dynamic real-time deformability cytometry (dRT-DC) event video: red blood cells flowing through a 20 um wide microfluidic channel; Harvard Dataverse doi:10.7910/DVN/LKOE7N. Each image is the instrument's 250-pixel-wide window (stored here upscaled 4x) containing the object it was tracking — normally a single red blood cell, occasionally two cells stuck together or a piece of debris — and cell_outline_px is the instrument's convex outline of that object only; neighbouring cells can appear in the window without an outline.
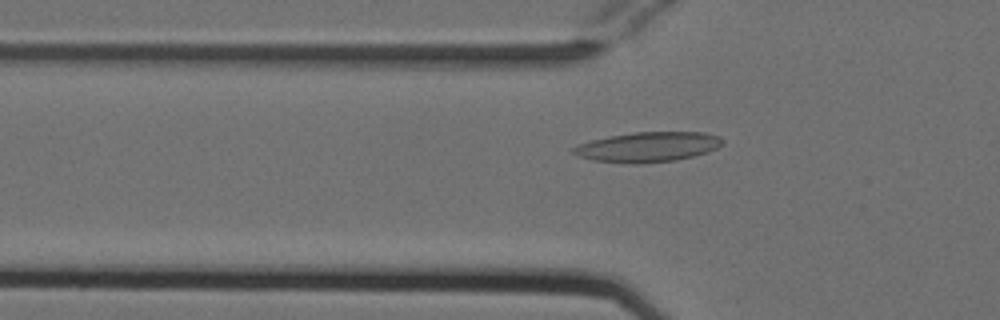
{"species": "Egyptian fruit bat (a non-hibernating species)", "species_latin": "Rousettus aegyptiacus", "temperature_condition": "cold", "stored_images_in_passage": 45, "camera_frame_rate_fps": 3000, "um_per_image_px": 0.085, "animal": {"sex": "female"}, "frame": {"image": 1, "passage_image": 9, "time_ms": 2.667, "image_size_px": [1000, 320], "cell_outline_px": [[724, 144], [708, 152], [676, 160], [640, 164], [628, 164], [592, 160], [580, 156], [572, 152], [572, 148], [580, 144], [592, 140], [632, 132], [704, 132], [720, 136], [724, 140]], "centroid_in_image_um": [55.11, 12.49], "position_along_channel_um": 70.7, "area_um2": 26.07}}
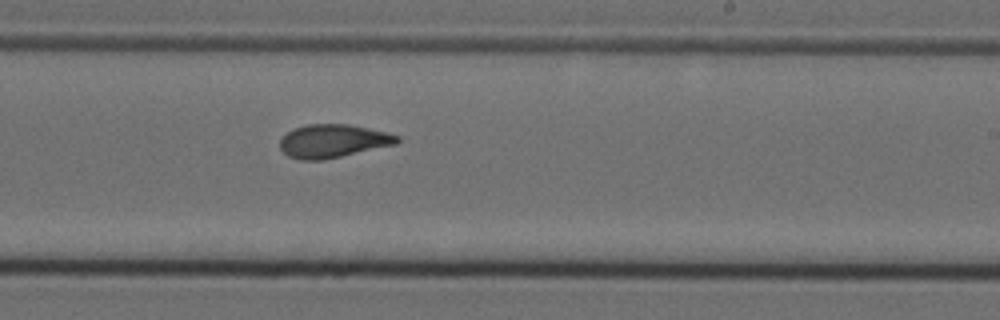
{"frame": {"image": 2, "passage_image": 24, "time_ms": 7.667, "image_size_px": [1000, 320], "cell_outline_px": [[400, 140], [396, 144], [324, 160], [300, 160], [288, 156], [280, 148], [280, 140], [292, 128], [308, 124], [348, 124], [384, 132], [400, 136]], "centroid_in_image_um": [28.28, 11.99], "position_along_channel_um": 260.7, "area_um2": 22.6}}
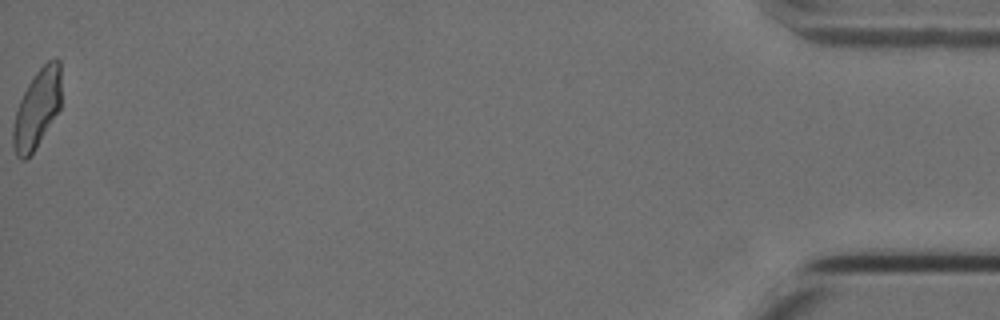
{"frame": {"image": 3, "passage_image": 45, "time_ms": 14.667, "image_size_px": [1000, 320], "cell_outline_px": [[60, 108], [32, 152], [24, 160], [20, 160], [16, 156], [12, 144], [12, 128], [16, 108], [28, 84], [36, 72], [48, 60], [56, 56], [60, 60]], "centroid_in_image_um": [3.12, 9.22], "position_along_channel_um": 432.1, "area_um2": 21.85}, "authors_computed_cell_mechanics": {"area_um2": 22.4842, "velocity_mm_per_s": 3.8013, "shape_relaxation_time_tau1_ms": 6.6282, "shape_relaxation_time_tau2_ms": 2.2956, "deformation_change_tau1": 0.1688, "deformation_change_tau2": 0.0959}}